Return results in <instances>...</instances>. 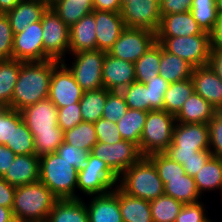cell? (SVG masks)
<instances>
[{"mask_svg": "<svg viewBox=\"0 0 222 222\" xmlns=\"http://www.w3.org/2000/svg\"><path fill=\"white\" fill-rule=\"evenodd\" d=\"M199 194L206 191L221 190L222 194V159L211 157L194 177Z\"/></svg>", "mask_w": 222, "mask_h": 222, "instance_id": "obj_30", "label": "cell"}, {"mask_svg": "<svg viewBox=\"0 0 222 222\" xmlns=\"http://www.w3.org/2000/svg\"><path fill=\"white\" fill-rule=\"evenodd\" d=\"M210 149L209 125L205 123L176 122L172 143L163 152L183 166L190 158L199 157V151Z\"/></svg>", "mask_w": 222, "mask_h": 222, "instance_id": "obj_5", "label": "cell"}, {"mask_svg": "<svg viewBox=\"0 0 222 222\" xmlns=\"http://www.w3.org/2000/svg\"><path fill=\"white\" fill-rule=\"evenodd\" d=\"M64 142L90 152L98 142L94 123L81 122L72 129L64 131Z\"/></svg>", "mask_w": 222, "mask_h": 222, "instance_id": "obj_38", "label": "cell"}, {"mask_svg": "<svg viewBox=\"0 0 222 222\" xmlns=\"http://www.w3.org/2000/svg\"><path fill=\"white\" fill-rule=\"evenodd\" d=\"M190 12L204 32L214 31L219 18L216 0H192Z\"/></svg>", "mask_w": 222, "mask_h": 222, "instance_id": "obj_39", "label": "cell"}, {"mask_svg": "<svg viewBox=\"0 0 222 222\" xmlns=\"http://www.w3.org/2000/svg\"><path fill=\"white\" fill-rule=\"evenodd\" d=\"M32 134L34 137L35 154L38 157L56 152L58 147L64 142L63 130Z\"/></svg>", "mask_w": 222, "mask_h": 222, "instance_id": "obj_42", "label": "cell"}, {"mask_svg": "<svg viewBox=\"0 0 222 222\" xmlns=\"http://www.w3.org/2000/svg\"><path fill=\"white\" fill-rule=\"evenodd\" d=\"M113 192L119 198L123 222H153L150 201L124 193L118 186Z\"/></svg>", "mask_w": 222, "mask_h": 222, "instance_id": "obj_26", "label": "cell"}, {"mask_svg": "<svg viewBox=\"0 0 222 222\" xmlns=\"http://www.w3.org/2000/svg\"><path fill=\"white\" fill-rule=\"evenodd\" d=\"M209 65L222 80V51L211 50Z\"/></svg>", "mask_w": 222, "mask_h": 222, "instance_id": "obj_59", "label": "cell"}, {"mask_svg": "<svg viewBox=\"0 0 222 222\" xmlns=\"http://www.w3.org/2000/svg\"><path fill=\"white\" fill-rule=\"evenodd\" d=\"M204 222H213L211 219L207 218Z\"/></svg>", "mask_w": 222, "mask_h": 222, "instance_id": "obj_68", "label": "cell"}, {"mask_svg": "<svg viewBox=\"0 0 222 222\" xmlns=\"http://www.w3.org/2000/svg\"><path fill=\"white\" fill-rule=\"evenodd\" d=\"M43 61H65V54L69 53L70 28L59 18L53 8H47L42 19Z\"/></svg>", "mask_w": 222, "mask_h": 222, "instance_id": "obj_9", "label": "cell"}, {"mask_svg": "<svg viewBox=\"0 0 222 222\" xmlns=\"http://www.w3.org/2000/svg\"><path fill=\"white\" fill-rule=\"evenodd\" d=\"M211 50L222 51V14L219 15L214 31L211 33Z\"/></svg>", "mask_w": 222, "mask_h": 222, "instance_id": "obj_58", "label": "cell"}, {"mask_svg": "<svg viewBox=\"0 0 222 222\" xmlns=\"http://www.w3.org/2000/svg\"><path fill=\"white\" fill-rule=\"evenodd\" d=\"M14 222H47V221H33V220H29V221H20V220H15Z\"/></svg>", "mask_w": 222, "mask_h": 222, "instance_id": "obj_65", "label": "cell"}, {"mask_svg": "<svg viewBox=\"0 0 222 222\" xmlns=\"http://www.w3.org/2000/svg\"><path fill=\"white\" fill-rule=\"evenodd\" d=\"M12 134V108L6 107L0 112V144L5 145L11 140Z\"/></svg>", "mask_w": 222, "mask_h": 222, "instance_id": "obj_54", "label": "cell"}, {"mask_svg": "<svg viewBox=\"0 0 222 222\" xmlns=\"http://www.w3.org/2000/svg\"><path fill=\"white\" fill-rule=\"evenodd\" d=\"M58 60L21 61V67L11 99V108L22 111L48 98L53 68Z\"/></svg>", "mask_w": 222, "mask_h": 222, "instance_id": "obj_1", "label": "cell"}, {"mask_svg": "<svg viewBox=\"0 0 222 222\" xmlns=\"http://www.w3.org/2000/svg\"><path fill=\"white\" fill-rule=\"evenodd\" d=\"M56 153L76 169H81L87 161L89 152L63 142Z\"/></svg>", "mask_w": 222, "mask_h": 222, "instance_id": "obj_49", "label": "cell"}, {"mask_svg": "<svg viewBox=\"0 0 222 222\" xmlns=\"http://www.w3.org/2000/svg\"><path fill=\"white\" fill-rule=\"evenodd\" d=\"M51 8L69 28L94 10L92 0H58Z\"/></svg>", "mask_w": 222, "mask_h": 222, "instance_id": "obj_33", "label": "cell"}, {"mask_svg": "<svg viewBox=\"0 0 222 222\" xmlns=\"http://www.w3.org/2000/svg\"><path fill=\"white\" fill-rule=\"evenodd\" d=\"M5 108H6V106L0 102V112H2Z\"/></svg>", "mask_w": 222, "mask_h": 222, "instance_id": "obj_66", "label": "cell"}, {"mask_svg": "<svg viewBox=\"0 0 222 222\" xmlns=\"http://www.w3.org/2000/svg\"><path fill=\"white\" fill-rule=\"evenodd\" d=\"M193 92L194 85L191 78L170 83L164 94V110L176 116Z\"/></svg>", "mask_w": 222, "mask_h": 222, "instance_id": "obj_36", "label": "cell"}, {"mask_svg": "<svg viewBox=\"0 0 222 222\" xmlns=\"http://www.w3.org/2000/svg\"><path fill=\"white\" fill-rule=\"evenodd\" d=\"M58 198L40 180L15 188L12 213L15 220L47 221Z\"/></svg>", "mask_w": 222, "mask_h": 222, "instance_id": "obj_2", "label": "cell"}, {"mask_svg": "<svg viewBox=\"0 0 222 222\" xmlns=\"http://www.w3.org/2000/svg\"><path fill=\"white\" fill-rule=\"evenodd\" d=\"M44 3L48 8L52 7L58 0H35Z\"/></svg>", "mask_w": 222, "mask_h": 222, "instance_id": "obj_62", "label": "cell"}, {"mask_svg": "<svg viewBox=\"0 0 222 222\" xmlns=\"http://www.w3.org/2000/svg\"><path fill=\"white\" fill-rule=\"evenodd\" d=\"M96 22L97 49L108 52L119 38L125 25L120 12L93 10Z\"/></svg>", "mask_w": 222, "mask_h": 222, "instance_id": "obj_18", "label": "cell"}, {"mask_svg": "<svg viewBox=\"0 0 222 222\" xmlns=\"http://www.w3.org/2000/svg\"><path fill=\"white\" fill-rule=\"evenodd\" d=\"M47 6L35 0H20L12 9L6 12L13 34L22 32L26 26L42 19Z\"/></svg>", "mask_w": 222, "mask_h": 222, "instance_id": "obj_23", "label": "cell"}, {"mask_svg": "<svg viewBox=\"0 0 222 222\" xmlns=\"http://www.w3.org/2000/svg\"><path fill=\"white\" fill-rule=\"evenodd\" d=\"M147 112L148 111L128 108L126 114L117 122L118 131L123 140L133 142L139 146L147 118Z\"/></svg>", "mask_w": 222, "mask_h": 222, "instance_id": "obj_32", "label": "cell"}, {"mask_svg": "<svg viewBox=\"0 0 222 222\" xmlns=\"http://www.w3.org/2000/svg\"><path fill=\"white\" fill-rule=\"evenodd\" d=\"M125 27L142 28L157 33L160 23V5L155 0H129L121 6Z\"/></svg>", "mask_w": 222, "mask_h": 222, "instance_id": "obj_14", "label": "cell"}, {"mask_svg": "<svg viewBox=\"0 0 222 222\" xmlns=\"http://www.w3.org/2000/svg\"><path fill=\"white\" fill-rule=\"evenodd\" d=\"M147 157L156 167L163 184L167 183L168 179L182 178L185 175L183 166L170 159L164 153H153Z\"/></svg>", "mask_w": 222, "mask_h": 222, "instance_id": "obj_41", "label": "cell"}, {"mask_svg": "<svg viewBox=\"0 0 222 222\" xmlns=\"http://www.w3.org/2000/svg\"><path fill=\"white\" fill-rule=\"evenodd\" d=\"M162 48L190 63L194 68L209 65L211 34L184 37H156Z\"/></svg>", "mask_w": 222, "mask_h": 222, "instance_id": "obj_7", "label": "cell"}, {"mask_svg": "<svg viewBox=\"0 0 222 222\" xmlns=\"http://www.w3.org/2000/svg\"><path fill=\"white\" fill-rule=\"evenodd\" d=\"M85 206L89 222H123L119 198L113 191L93 196Z\"/></svg>", "mask_w": 222, "mask_h": 222, "instance_id": "obj_22", "label": "cell"}, {"mask_svg": "<svg viewBox=\"0 0 222 222\" xmlns=\"http://www.w3.org/2000/svg\"><path fill=\"white\" fill-rule=\"evenodd\" d=\"M197 34L209 33L202 30L189 11L162 16L156 37H184Z\"/></svg>", "mask_w": 222, "mask_h": 222, "instance_id": "obj_21", "label": "cell"}, {"mask_svg": "<svg viewBox=\"0 0 222 222\" xmlns=\"http://www.w3.org/2000/svg\"><path fill=\"white\" fill-rule=\"evenodd\" d=\"M211 157L212 153L210 150L199 151V157L190 158L183 164L185 174L195 177Z\"/></svg>", "mask_w": 222, "mask_h": 222, "instance_id": "obj_53", "label": "cell"}, {"mask_svg": "<svg viewBox=\"0 0 222 222\" xmlns=\"http://www.w3.org/2000/svg\"><path fill=\"white\" fill-rule=\"evenodd\" d=\"M108 90L104 87L96 90L84 91L79 102L83 122H97L103 113Z\"/></svg>", "mask_w": 222, "mask_h": 222, "instance_id": "obj_34", "label": "cell"}, {"mask_svg": "<svg viewBox=\"0 0 222 222\" xmlns=\"http://www.w3.org/2000/svg\"><path fill=\"white\" fill-rule=\"evenodd\" d=\"M128 105L121 91H109L103 108L102 117L117 123L126 114Z\"/></svg>", "mask_w": 222, "mask_h": 222, "instance_id": "obj_45", "label": "cell"}, {"mask_svg": "<svg viewBox=\"0 0 222 222\" xmlns=\"http://www.w3.org/2000/svg\"><path fill=\"white\" fill-rule=\"evenodd\" d=\"M156 42V33L142 28L125 27L108 53L135 63Z\"/></svg>", "mask_w": 222, "mask_h": 222, "instance_id": "obj_12", "label": "cell"}, {"mask_svg": "<svg viewBox=\"0 0 222 222\" xmlns=\"http://www.w3.org/2000/svg\"><path fill=\"white\" fill-rule=\"evenodd\" d=\"M39 180L58 199H77L78 169L62 159L56 152L39 157Z\"/></svg>", "mask_w": 222, "mask_h": 222, "instance_id": "obj_4", "label": "cell"}, {"mask_svg": "<svg viewBox=\"0 0 222 222\" xmlns=\"http://www.w3.org/2000/svg\"><path fill=\"white\" fill-rule=\"evenodd\" d=\"M175 124V116L165 110L147 112L139 144L142 155L163 153L172 143Z\"/></svg>", "mask_w": 222, "mask_h": 222, "instance_id": "obj_6", "label": "cell"}, {"mask_svg": "<svg viewBox=\"0 0 222 222\" xmlns=\"http://www.w3.org/2000/svg\"><path fill=\"white\" fill-rule=\"evenodd\" d=\"M218 16L222 14V0H216Z\"/></svg>", "mask_w": 222, "mask_h": 222, "instance_id": "obj_63", "label": "cell"}, {"mask_svg": "<svg viewBox=\"0 0 222 222\" xmlns=\"http://www.w3.org/2000/svg\"><path fill=\"white\" fill-rule=\"evenodd\" d=\"M83 93L72 72L60 61L52 71L49 100L57 108H62L80 102Z\"/></svg>", "mask_w": 222, "mask_h": 222, "instance_id": "obj_13", "label": "cell"}, {"mask_svg": "<svg viewBox=\"0 0 222 222\" xmlns=\"http://www.w3.org/2000/svg\"><path fill=\"white\" fill-rule=\"evenodd\" d=\"M16 154L6 145L0 144V177H2L12 165Z\"/></svg>", "mask_w": 222, "mask_h": 222, "instance_id": "obj_56", "label": "cell"}, {"mask_svg": "<svg viewBox=\"0 0 222 222\" xmlns=\"http://www.w3.org/2000/svg\"><path fill=\"white\" fill-rule=\"evenodd\" d=\"M20 112L23 121L31 133H46L54 132V130H62L57 122L58 108L49 98L40 100Z\"/></svg>", "mask_w": 222, "mask_h": 222, "instance_id": "obj_16", "label": "cell"}, {"mask_svg": "<svg viewBox=\"0 0 222 222\" xmlns=\"http://www.w3.org/2000/svg\"><path fill=\"white\" fill-rule=\"evenodd\" d=\"M210 131V151L213 157L222 159V120L215 116L208 123Z\"/></svg>", "mask_w": 222, "mask_h": 222, "instance_id": "obj_51", "label": "cell"}, {"mask_svg": "<svg viewBox=\"0 0 222 222\" xmlns=\"http://www.w3.org/2000/svg\"><path fill=\"white\" fill-rule=\"evenodd\" d=\"M191 79L195 93L203 97L216 110L222 106V80L210 65L194 68Z\"/></svg>", "mask_w": 222, "mask_h": 222, "instance_id": "obj_19", "label": "cell"}, {"mask_svg": "<svg viewBox=\"0 0 222 222\" xmlns=\"http://www.w3.org/2000/svg\"><path fill=\"white\" fill-rule=\"evenodd\" d=\"M95 132L97 134L98 142L113 144L123 140L118 131L117 123L111 122L101 117L94 123Z\"/></svg>", "mask_w": 222, "mask_h": 222, "instance_id": "obj_46", "label": "cell"}, {"mask_svg": "<svg viewBox=\"0 0 222 222\" xmlns=\"http://www.w3.org/2000/svg\"><path fill=\"white\" fill-rule=\"evenodd\" d=\"M161 61V45L156 41L135 64L136 81L145 83L148 79L159 75Z\"/></svg>", "mask_w": 222, "mask_h": 222, "instance_id": "obj_37", "label": "cell"}, {"mask_svg": "<svg viewBox=\"0 0 222 222\" xmlns=\"http://www.w3.org/2000/svg\"><path fill=\"white\" fill-rule=\"evenodd\" d=\"M21 61L15 59L0 60V102L11 108L14 86L17 82Z\"/></svg>", "mask_w": 222, "mask_h": 222, "instance_id": "obj_35", "label": "cell"}, {"mask_svg": "<svg viewBox=\"0 0 222 222\" xmlns=\"http://www.w3.org/2000/svg\"><path fill=\"white\" fill-rule=\"evenodd\" d=\"M39 172L40 162L36 154L16 155L2 178L12 186L18 187L38 181Z\"/></svg>", "mask_w": 222, "mask_h": 222, "instance_id": "obj_20", "label": "cell"}, {"mask_svg": "<svg viewBox=\"0 0 222 222\" xmlns=\"http://www.w3.org/2000/svg\"><path fill=\"white\" fill-rule=\"evenodd\" d=\"M194 67L184 59L165 51L161 46L159 75L174 83L191 78Z\"/></svg>", "mask_w": 222, "mask_h": 222, "instance_id": "obj_29", "label": "cell"}, {"mask_svg": "<svg viewBox=\"0 0 222 222\" xmlns=\"http://www.w3.org/2000/svg\"><path fill=\"white\" fill-rule=\"evenodd\" d=\"M120 2H121V6H122L123 4L129 2V0H120Z\"/></svg>", "mask_w": 222, "mask_h": 222, "instance_id": "obj_67", "label": "cell"}, {"mask_svg": "<svg viewBox=\"0 0 222 222\" xmlns=\"http://www.w3.org/2000/svg\"><path fill=\"white\" fill-rule=\"evenodd\" d=\"M192 0H162L160 5L161 17L168 14L185 13L191 10Z\"/></svg>", "mask_w": 222, "mask_h": 222, "instance_id": "obj_52", "label": "cell"}, {"mask_svg": "<svg viewBox=\"0 0 222 222\" xmlns=\"http://www.w3.org/2000/svg\"><path fill=\"white\" fill-rule=\"evenodd\" d=\"M13 39L8 17L0 13V60L12 59Z\"/></svg>", "mask_w": 222, "mask_h": 222, "instance_id": "obj_47", "label": "cell"}, {"mask_svg": "<svg viewBox=\"0 0 222 222\" xmlns=\"http://www.w3.org/2000/svg\"><path fill=\"white\" fill-rule=\"evenodd\" d=\"M94 10L120 12V0H92Z\"/></svg>", "mask_w": 222, "mask_h": 222, "instance_id": "obj_57", "label": "cell"}, {"mask_svg": "<svg viewBox=\"0 0 222 222\" xmlns=\"http://www.w3.org/2000/svg\"><path fill=\"white\" fill-rule=\"evenodd\" d=\"M144 84L148 90V112L151 110H164V94L170 83L158 75L148 79Z\"/></svg>", "mask_w": 222, "mask_h": 222, "instance_id": "obj_44", "label": "cell"}, {"mask_svg": "<svg viewBox=\"0 0 222 222\" xmlns=\"http://www.w3.org/2000/svg\"><path fill=\"white\" fill-rule=\"evenodd\" d=\"M106 52L102 50L80 51L71 54L73 64L68 66L78 85L84 90H96L103 87L102 69Z\"/></svg>", "mask_w": 222, "mask_h": 222, "instance_id": "obj_10", "label": "cell"}, {"mask_svg": "<svg viewBox=\"0 0 222 222\" xmlns=\"http://www.w3.org/2000/svg\"><path fill=\"white\" fill-rule=\"evenodd\" d=\"M15 188L16 187L0 177V206L12 209Z\"/></svg>", "mask_w": 222, "mask_h": 222, "instance_id": "obj_55", "label": "cell"}, {"mask_svg": "<svg viewBox=\"0 0 222 222\" xmlns=\"http://www.w3.org/2000/svg\"><path fill=\"white\" fill-rule=\"evenodd\" d=\"M121 92L128 108L148 111V90L144 83L134 81Z\"/></svg>", "mask_w": 222, "mask_h": 222, "instance_id": "obj_43", "label": "cell"}, {"mask_svg": "<svg viewBox=\"0 0 222 222\" xmlns=\"http://www.w3.org/2000/svg\"><path fill=\"white\" fill-rule=\"evenodd\" d=\"M14 216L11 208L0 206V222H14Z\"/></svg>", "mask_w": 222, "mask_h": 222, "instance_id": "obj_60", "label": "cell"}, {"mask_svg": "<svg viewBox=\"0 0 222 222\" xmlns=\"http://www.w3.org/2000/svg\"><path fill=\"white\" fill-rule=\"evenodd\" d=\"M16 155L35 154L34 137L23 121L21 112L12 109L11 140L5 144Z\"/></svg>", "mask_w": 222, "mask_h": 222, "instance_id": "obj_28", "label": "cell"}, {"mask_svg": "<svg viewBox=\"0 0 222 222\" xmlns=\"http://www.w3.org/2000/svg\"><path fill=\"white\" fill-rule=\"evenodd\" d=\"M216 116V109L199 94L193 92L175 116L179 123L208 124Z\"/></svg>", "mask_w": 222, "mask_h": 222, "instance_id": "obj_25", "label": "cell"}, {"mask_svg": "<svg viewBox=\"0 0 222 222\" xmlns=\"http://www.w3.org/2000/svg\"><path fill=\"white\" fill-rule=\"evenodd\" d=\"M20 0H0V13L5 14L9 10H12Z\"/></svg>", "mask_w": 222, "mask_h": 222, "instance_id": "obj_61", "label": "cell"}, {"mask_svg": "<svg viewBox=\"0 0 222 222\" xmlns=\"http://www.w3.org/2000/svg\"><path fill=\"white\" fill-rule=\"evenodd\" d=\"M41 20L32 23L20 32L14 34L12 58L30 62L43 61V36Z\"/></svg>", "mask_w": 222, "mask_h": 222, "instance_id": "obj_15", "label": "cell"}, {"mask_svg": "<svg viewBox=\"0 0 222 222\" xmlns=\"http://www.w3.org/2000/svg\"><path fill=\"white\" fill-rule=\"evenodd\" d=\"M156 2H158L159 4L162 2V0H155Z\"/></svg>", "mask_w": 222, "mask_h": 222, "instance_id": "obj_69", "label": "cell"}, {"mask_svg": "<svg viewBox=\"0 0 222 222\" xmlns=\"http://www.w3.org/2000/svg\"><path fill=\"white\" fill-rule=\"evenodd\" d=\"M117 186L128 195L148 201L164 195V184L147 156L127 168L118 177Z\"/></svg>", "mask_w": 222, "mask_h": 222, "instance_id": "obj_3", "label": "cell"}, {"mask_svg": "<svg viewBox=\"0 0 222 222\" xmlns=\"http://www.w3.org/2000/svg\"><path fill=\"white\" fill-rule=\"evenodd\" d=\"M90 153L104 161L118 177L143 157L139 146L126 140L113 144L97 142Z\"/></svg>", "mask_w": 222, "mask_h": 222, "instance_id": "obj_11", "label": "cell"}, {"mask_svg": "<svg viewBox=\"0 0 222 222\" xmlns=\"http://www.w3.org/2000/svg\"><path fill=\"white\" fill-rule=\"evenodd\" d=\"M204 207L200 201L184 204L175 222H204L208 218Z\"/></svg>", "mask_w": 222, "mask_h": 222, "instance_id": "obj_50", "label": "cell"}, {"mask_svg": "<svg viewBox=\"0 0 222 222\" xmlns=\"http://www.w3.org/2000/svg\"><path fill=\"white\" fill-rule=\"evenodd\" d=\"M58 126L63 130H69L83 122L80 104L73 103L72 105L58 108Z\"/></svg>", "mask_w": 222, "mask_h": 222, "instance_id": "obj_48", "label": "cell"}, {"mask_svg": "<svg viewBox=\"0 0 222 222\" xmlns=\"http://www.w3.org/2000/svg\"><path fill=\"white\" fill-rule=\"evenodd\" d=\"M95 16L91 13L70 27V54L97 50Z\"/></svg>", "mask_w": 222, "mask_h": 222, "instance_id": "obj_24", "label": "cell"}, {"mask_svg": "<svg viewBox=\"0 0 222 222\" xmlns=\"http://www.w3.org/2000/svg\"><path fill=\"white\" fill-rule=\"evenodd\" d=\"M183 203L168 195H162L150 201L153 222H175Z\"/></svg>", "mask_w": 222, "mask_h": 222, "instance_id": "obj_40", "label": "cell"}, {"mask_svg": "<svg viewBox=\"0 0 222 222\" xmlns=\"http://www.w3.org/2000/svg\"><path fill=\"white\" fill-rule=\"evenodd\" d=\"M216 116L222 120V106L216 110Z\"/></svg>", "mask_w": 222, "mask_h": 222, "instance_id": "obj_64", "label": "cell"}, {"mask_svg": "<svg viewBox=\"0 0 222 222\" xmlns=\"http://www.w3.org/2000/svg\"><path fill=\"white\" fill-rule=\"evenodd\" d=\"M117 184L118 176L89 152L86 163L78 171L77 189L92 197L113 191Z\"/></svg>", "mask_w": 222, "mask_h": 222, "instance_id": "obj_8", "label": "cell"}, {"mask_svg": "<svg viewBox=\"0 0 222 222\" xmlns=\"http://www.w3.org/2000/svg\"><path fill=\"white\" fill-rule=\"evenodd\" d=\"M82 199H58L49 213L47 222H89Z\"/></svg>", "mask_w": 222, "mask_h": 222, "instance_id": "obj_27", "label": "cell"}, {"mask_svg": "<svg viewBox=\"0 0 222 222\" xmlns=\"http://www.w3.org/2000/svg\"><path fill=\"white\" fill-rule=\"evenodd\" d=\"M102 79L103 87L108 91H121L136 81L135 64L116 58L106 52Z\"/></svg>", "mask_w": 222, "mask_h": 222, "instance_id": "obj_17", "label": "cell"}, {"mask_svg": "<svg viewBox=\"0 0 222 222\" xmlns=\"http://www.w3.org/2000/svg\"><path fill=\"white\" fill-rule=\"evenodd\" d=\"M163 187L165 195L171 196L183 204L197 203L201 199L194 177L187 174L182 178L168 179Z\"/></svg>", "mask_w": 222, "mask_h": 222, "instance_id": "obj_31", "label": "cell"}]
</instances>
